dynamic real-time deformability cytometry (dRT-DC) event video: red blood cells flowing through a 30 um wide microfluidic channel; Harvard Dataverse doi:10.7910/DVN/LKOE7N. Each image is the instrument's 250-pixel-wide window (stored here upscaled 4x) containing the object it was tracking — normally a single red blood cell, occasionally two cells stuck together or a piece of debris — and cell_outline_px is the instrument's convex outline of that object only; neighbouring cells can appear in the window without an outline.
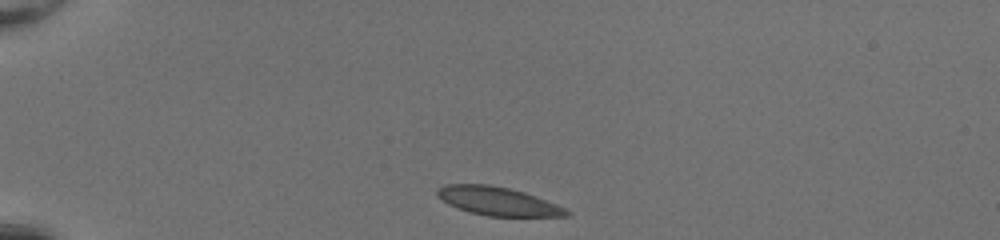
{"species": "common noctule bat (a hibernating species)", "species_latin": "Nyctalus noctula", "temperature_condition": "room temperature", "stored_images_in_passage": 39, "camera_frame_rate_fps": 3000, "um_per_image_px": 0.085, "animal": {"sex": "female", "body_mass_g": 20.0, "forearm_length_mm": 54.0}, "frame": {"image": 1, "passage_image": 1, "time_ms": 0.0, "image_size_px": [1000, 240], "cell_outline_px": [[572, 212], [568, 216], [488, 216], [456, 208], [448, 204], [436, 196], [436, 188], [444, 184], [488, 184], [508, 188], [524, 192], [556, 204]], "centroid_in_image_um": [42.27, 17.09], "position_along_channel_um": 42.7, "area_um2": 21.39}}
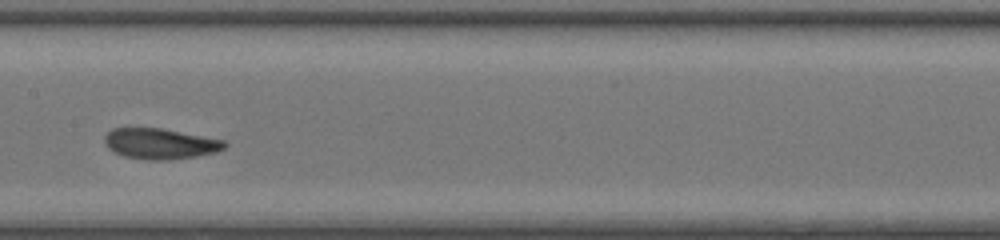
{"frame": {"image": 2, "passage_image": 16, "time_ms": 5.0, "image_size_px": [1000, 240], "cell_outline_px": [[228, 144], [224, 148], [216, 152], [196, 156], [168, 160], [148, 160], [124, 156], [108, 148], [104, 144], [104, 136], [112, 128], [164, 128], [224, 140]], "centroid_in_image_um": [13.61, 12.21], "position_along_channel_um": 193.8, "area_um2": 21.5}}
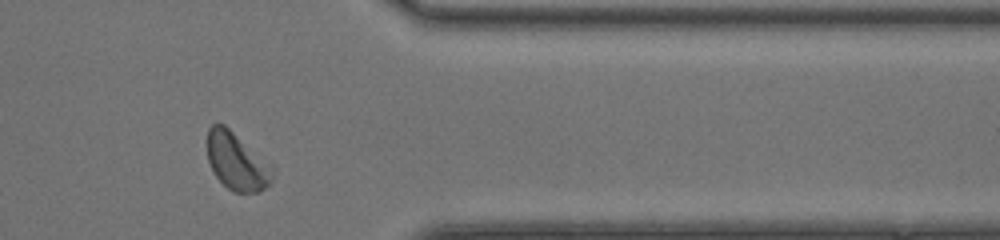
{"frame": {"image": 3, "passage_image": 31, "time_ms": 10.0, "image_size_px": [1000, 240], "cell_outline_px": [[272, 180], [260, 192], [236, 192], [228, 188], [216, 176], [208, 160], [208, 128], [212, 124], [224, 124], [232, 132]], "centroid_in_image_um": [19.91, 13.76], "position_along_channel_um": 391.5, "area_um2": 19.02}, "authors_computed_cell_mechanics": {"area_um2": 21.7328, "velocity_mm_per_s": 4.1123, "shape_relaxation_time_tau1_ms": 2.4122, "shape_relaxation_time_tau2_ms": 1.1987, "deformation_change_tau1": 0.1065, "deformation_change_tau2": 0.0598}}